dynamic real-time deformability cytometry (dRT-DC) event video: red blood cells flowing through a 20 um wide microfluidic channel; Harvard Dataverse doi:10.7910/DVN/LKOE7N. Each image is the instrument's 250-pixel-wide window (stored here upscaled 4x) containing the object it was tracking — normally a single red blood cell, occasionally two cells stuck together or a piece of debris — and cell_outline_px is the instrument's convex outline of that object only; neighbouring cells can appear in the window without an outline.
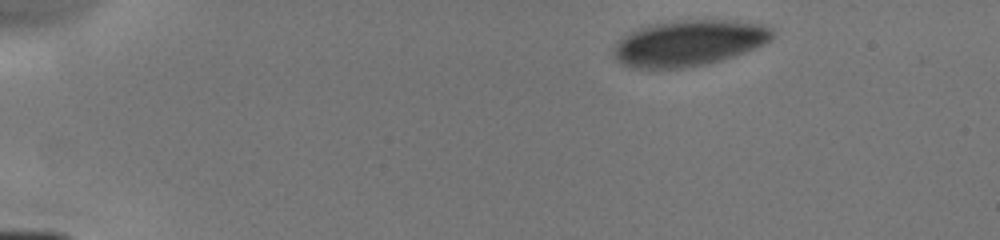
{"species": "human", "species_latin": "Homo sapiens", "temperature_condition": "cold", "stored_images_in_passage": 10, "camera_frame_rate_fps": 3000, "um_per_image_px": 0.085, "donor": {"sex": "male"}, "frame": {"image": 1, "passage_image": 1, "time_ms": 0.0, "image_size_px": [1000, 240], "cell_outline_px": [[776, 36], [772, 40], [756, 48], [708, 64], [684, 68], [632, 68], [616, 60], [612, 56], [612, 48], [628, 32], [636, 28], [648, 24], [680, 20], [728, 20], [764, 24], [772, 28]], "centroid_in_image_um": [58.55, 3.65], "position_along_channel_um": 26.4, "area_um2": 42.89}}
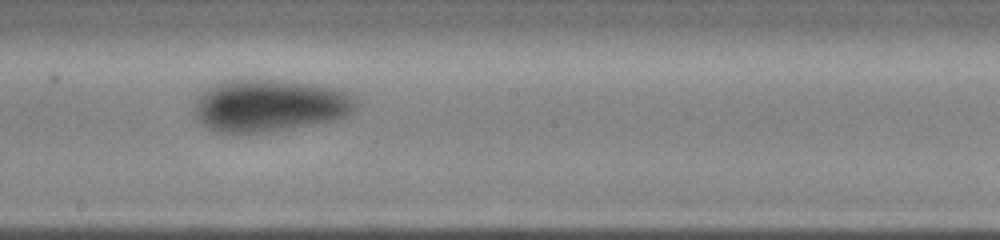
{"frame": {"image": 2, "passage_image": 9, "time_ms": 7.0, "image_size_px": [1000, 240], "cell_outline_px": [[356, 104], [344, 116], [332, 120], [292, 128], [256, 132], [220, 132], [208, 128], [196, 116], [196, 100], [200, 92], [212, 84], [220, 80], [244, 76], [260, 76], [316, 84], [336, 88], [352, 96], [356, 100]], "centroid_in_image_um": [22.84, 8.88], "position_along_channel_um": 225.4, "area_um2": 49.88}}